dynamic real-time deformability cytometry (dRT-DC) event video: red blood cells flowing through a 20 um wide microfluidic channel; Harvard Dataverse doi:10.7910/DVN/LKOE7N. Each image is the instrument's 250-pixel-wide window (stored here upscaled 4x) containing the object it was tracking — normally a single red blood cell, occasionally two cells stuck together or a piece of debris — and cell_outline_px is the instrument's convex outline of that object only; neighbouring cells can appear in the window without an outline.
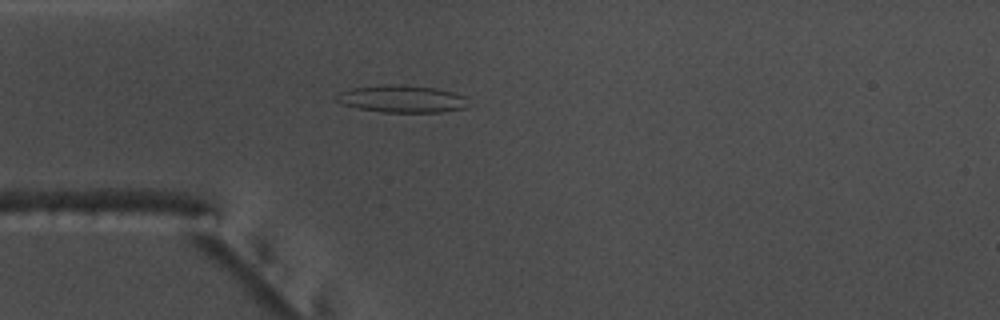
{"species": "common noctule bat (a hibernating species)", "species_latin": "Nyctalus noctula", "temperature_condition": "warm", "stored_images_in_passage": 53, "camera_frame_rate_fps": 3000, "um_per_image_px": 0.085, "animal": {"sex": "male", "body_mass_g": 17.5, "forearm_length_mm": 52.3}, "frame": {"image": 1, "passage_image": 14, "time_ms": 4.333, "image_size_px": [1000, 320], "cell_outline_px": [[468, 108], [440, 112], [384, 112], [356, 108], [340, 104], [332, 100], [332, 96], [340, 92], [352, 88], [384, 84], [404, 84], [436, 88], [468, 96]], "centroid_in_image_um": [34.13, 8.4], "position_along_channel_um": 50.9, "area_um2": 21.56}}
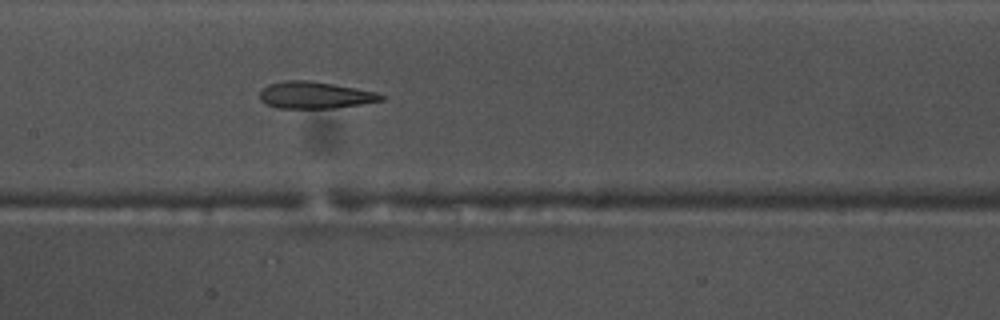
{"frame": {"image": 2, "passage_image": 25, "time_ms": 8.0, "image_size_px": [1000, 320], "cell_outline_px": [[384, 100], [360, 104], [332, 108], [280, 108], [268, 104], [260, 100], [260, 92], [268, 84], [284, 80], [312, 80], [356, 88], [376, 92], [384, 96]], "centroid_in_image_um": [26.77, 8.07], "position_along_channel_um": 180.6, "area_um2": 18.9}}
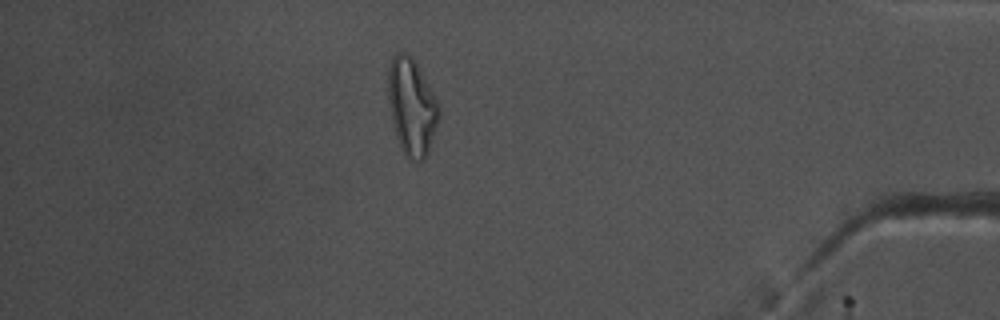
{"frame": {"image": 3, "passage_image": 46, "time_ms": 15.0, "image_size_px": [1000, 320], "cell_outline_px": [[440, 116], [428, 152], [424, 160], [416, 164], [400, 148], [396, 136], [392, 120], [388, 100], [388, 68], [392, 56], [396, 52], [404, 52], [412, 56], [440, 104]], "centroid_in_image_um": [35.0, 9.07], "position_along_channel_um": 400.2, "area_um2": 28.84}, "authors_computed_cell_mechanics": {"area_um2": 21.675, "velocity_mm_per_s": 3.7628, "shape_relaxation_time_tau1_ms": null, "shape_relaxation_time_tau2_ms": 3.0226, "deformation_change_tau1": null, "deformation_change_tau2": 0.1347}}